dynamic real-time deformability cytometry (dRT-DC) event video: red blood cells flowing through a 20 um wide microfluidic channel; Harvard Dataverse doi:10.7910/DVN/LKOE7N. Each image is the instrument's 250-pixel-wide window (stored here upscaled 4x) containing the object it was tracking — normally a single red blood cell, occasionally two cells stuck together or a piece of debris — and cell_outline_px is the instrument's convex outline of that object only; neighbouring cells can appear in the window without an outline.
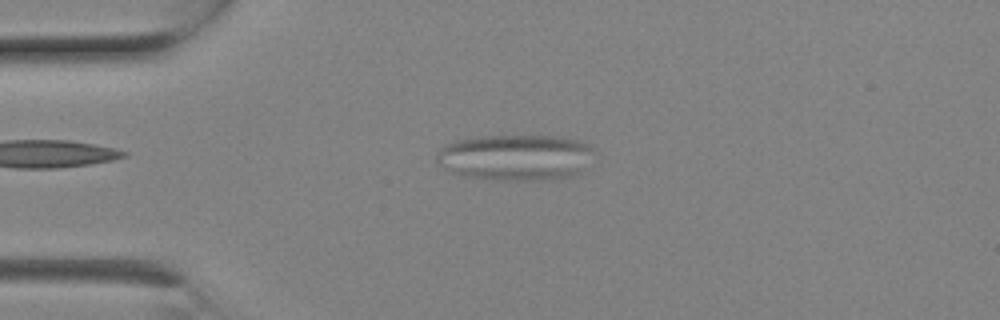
{"species": "Egyptian fruit bat (a non-hibernating species)", "species_latin": "Rousettus aegyptiacus", "temperature_condition": "room temperature", "stored_images_in_passage": 6, "camera_frame_rate_fps": 3000, "um_per_image_px": 0.085, "animal": {"sex": "female"}, "frame": {"image": 1, "passage_image": 5, "time_ms": 1.333, "image_size_px": [1000, 320], "cell_outline_px": [[596, 152], [576, 172], [568, 176], [540, 180], [500, 180], [464, 176], [452, 172], [444, 168], [436, 160], [436, 156], [440, 148], [444, 144], [456, 140], [484, 136], [556, 136], [580, 140], [596, 148]], "centroid_in_image_um": [43.79, 13.36], "position_along_channel_um": 41.2, "area_um2": 42.02}}